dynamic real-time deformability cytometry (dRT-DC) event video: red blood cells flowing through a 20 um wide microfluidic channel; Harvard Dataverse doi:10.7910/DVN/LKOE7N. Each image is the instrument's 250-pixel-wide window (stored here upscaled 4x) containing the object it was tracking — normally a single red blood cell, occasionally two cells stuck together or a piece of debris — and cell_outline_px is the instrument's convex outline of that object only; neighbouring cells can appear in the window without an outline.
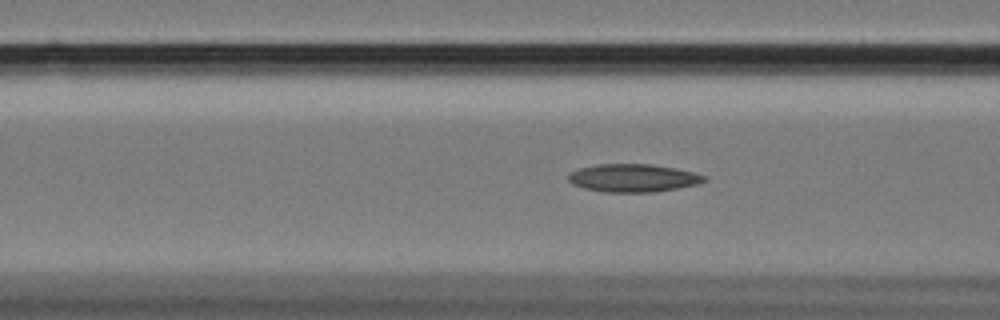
{"species": "Egyptian fruit bat (a non-hibernating species)", "species_latin": "Rousettus aegyptiacus", "temperature_condition": "cold", "stored_images_in_passage": 58, "camera_frame_rate_fps": 3000, "um_per_image_px": 0.085, "animal": {"sex": "female"}, "frame": {"image": 1, "passage_image": 22, "time_ms": 7.0, "image_size_px": [1000, 320], "cell_outline_px": [[708, 180], [696, 184], [656, 192], [604, 192], [584, 188], [572, 184], [568, 180], [568, 176], [572, 172], [580, 168], [596, 164], [652, 164], [676, 168], [708, 176]], "centroid_in_image_um": [53.83, 15.13], "position_along_channel_um": 112.8, "area_um2": 22.14}}
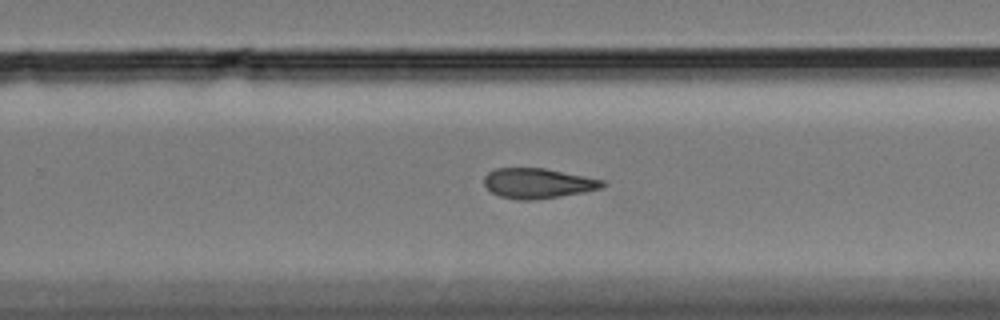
{"frame": {"image": 2, "passage_image": 37, "time_ms": 12.0, "image_size_px": [1000, 320], "cell_outline_px": [[608, 184], [600, 188], [584, 192], [560, 196], [532, 200], [516, 200], [500, 196], [492, 192], [484, 184], [484, 176], [488, 172], [496, 168], [544, 168], [604, 180]], "centroid_in_image_um": [45.71, 15.58], "position_along_channel_um": 284.1, "area_um2": 20.69}}
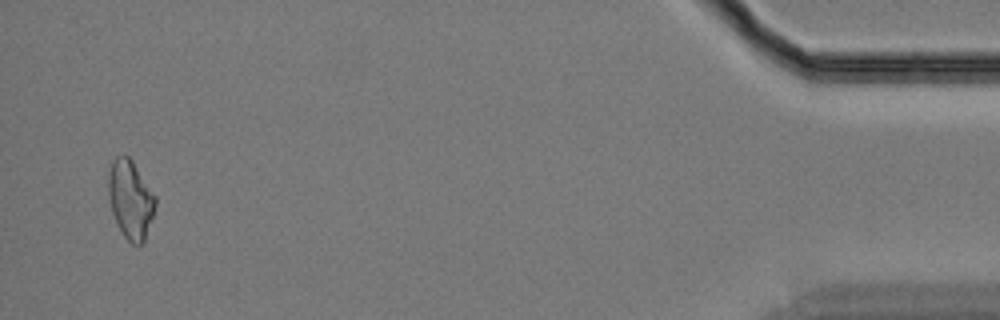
{"frame": {"image": 3, "passage_image": 56, "time_ms": 18.333, "image_size_px": [1000, 320], "cell_outline_px": [[156, 204], [144, 244], [132, 244], [124, 236], [112, 212], [108, 196], [108, 172], [112, 160], [116, 156], [128, 156], [132, 160], [156, 196]], "centroid_in_image_um": [11.09, 16.94], "position_along_channel_um": 424.1, "area_um2": 21.44}, "authors_computed_cell_mechanics": {"area_um2": 21.5016, "velocity_mm_per_s": 3.4288, "shape_relaxation_time_tau1_ms": null, "shape_relaxation_time_tau2_ms": 7.345, "deformation_change_tau1": null, "deformation_change_tau2": 0.1496}}